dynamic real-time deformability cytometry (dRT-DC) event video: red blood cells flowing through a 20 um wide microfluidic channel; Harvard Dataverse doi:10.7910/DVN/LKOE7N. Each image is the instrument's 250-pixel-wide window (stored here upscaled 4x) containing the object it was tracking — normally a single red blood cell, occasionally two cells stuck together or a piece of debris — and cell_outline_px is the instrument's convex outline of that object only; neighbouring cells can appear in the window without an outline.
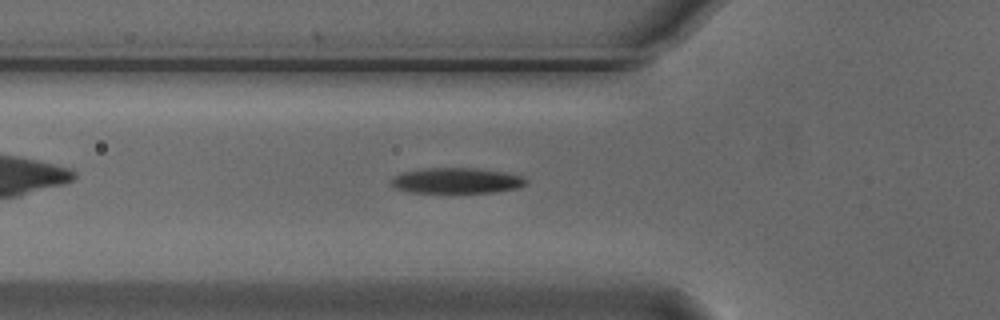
{"species": "Egyptian fruit bat (a non-hibernating species)", "species_latin": "Rousettus aegyptiacus", "temperature_condition": "cold", "stored_images_in_passage": 44, "camera_frame_rate_fps": 3000, "um_per_image_px": 0.085, "animal": {"sex": "male"}, "frame": {"image": 1, "passage_image": 8, "time_ms": 2.333, "image_size_px": [1000, 320], "cell_outline_px": [[528, 184], [520, 188], [492, 192], [412, 192], [396, 188], [388, 180], [392, 176], [400, 172], [420, 168], [476, 168], [504, 172], [520, 176], [528, 180]], "centroid_in_image_um": [38.78, 15.34], "position_along_channel_um": 87.0, "area_um2": 20.23}}
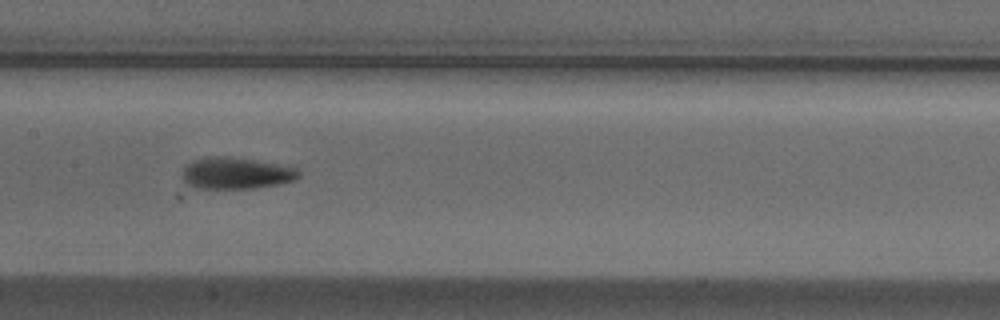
{"frame": {"image": 2, "passage_image": 16, "time_ms": 5.0, "image_size_px": [1000, 320], "cell_outline_px": [[300, 176], [296, 180], [280, 184], [256, 188], [196, 188], [188, 184], [184, 180], [184, 168], [192, 160], [212, 156], [224, 156], [252, 160], [276, 164], [296, 168], [300, 172]], "centroid_in_image_um": [20.1, 14.73], "position_along_channel_um": 187.3, "area_um2": 21.15}}
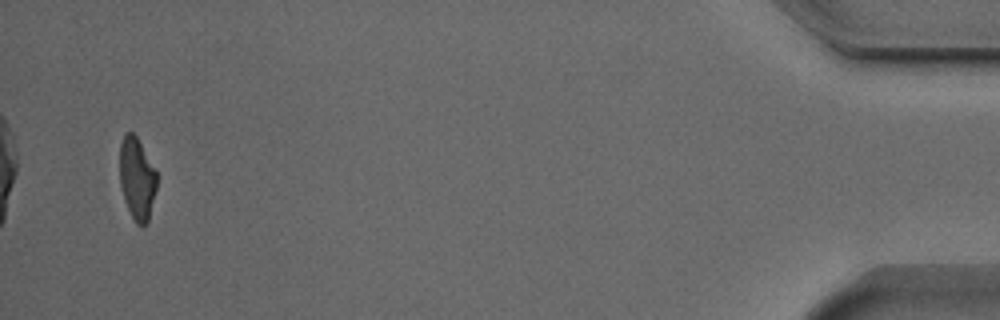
{"frame": {"image": 3, "passage_image": 42, "time_ms": 13.667, "image_size_px": [1000, 320], "cell_outline_px": [[156, 188], [148, 220], [144, 228], [136, 224], [124, 200], [120, 184], [120, 144], [124, 132], [132, 132], [136, 136], [156, 172]], "centroid_in_image_um": [11.62, 15.19], "position_along_channel_um": 423.6, "area_um2": 17.51}, "authors_computed_cell_mechanics": {"area_um2": 20.0566, "velocity_mm_per_s": 3.7503, "shape_relaxation_time_tau1_ms": 2.6753, "shape_relaxation_time_tau2_ms": 10.4245, "deformation_change_tau1": 0.1534, "deformation_change_tau2": 0.1953}}